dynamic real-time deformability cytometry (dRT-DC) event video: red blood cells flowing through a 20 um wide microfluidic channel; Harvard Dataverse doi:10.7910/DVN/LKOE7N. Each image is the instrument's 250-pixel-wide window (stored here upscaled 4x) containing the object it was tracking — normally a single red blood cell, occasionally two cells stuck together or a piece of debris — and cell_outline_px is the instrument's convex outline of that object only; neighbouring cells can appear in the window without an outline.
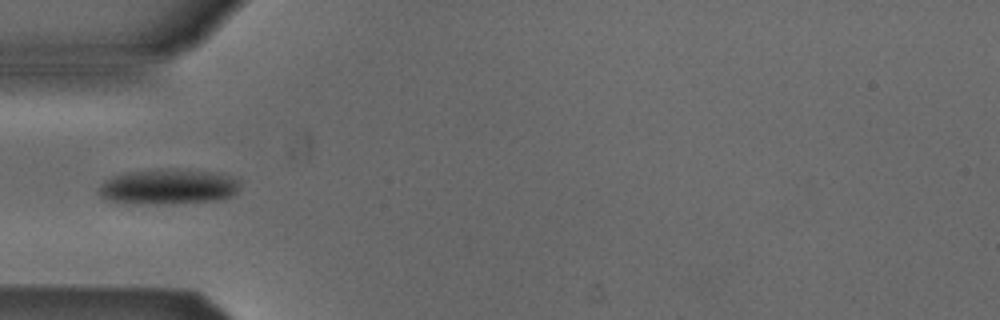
{"species": "Egyptian fruit bat (a non-hibernating species)", "species_latin": "Rousettus aegyptiacus", "temperature_condition": "cold", "stored_images_in_passage": 3, "camera_frame_rate_fps": 3000, "um_per_image_px": 0.085, "animal": {"sex": "male"}, "frame": {"image": 1, "passage_image": 3, "time_ms": 3.333, "image_size_px": [1000, 320], "cell_outline_px": [[236, 192], [232, 196], [220, 200], [180, 204], [128, 204], [104, 200], [96, 192], [104, 180], [128, 172], [156, 168], [176, 168], [208, 172], [228, 176], [236, 180]], "centroid_in_image_um": [14.19, 15.9], "position_along_channel_um": 70.8, "area_um2": 29.48}}